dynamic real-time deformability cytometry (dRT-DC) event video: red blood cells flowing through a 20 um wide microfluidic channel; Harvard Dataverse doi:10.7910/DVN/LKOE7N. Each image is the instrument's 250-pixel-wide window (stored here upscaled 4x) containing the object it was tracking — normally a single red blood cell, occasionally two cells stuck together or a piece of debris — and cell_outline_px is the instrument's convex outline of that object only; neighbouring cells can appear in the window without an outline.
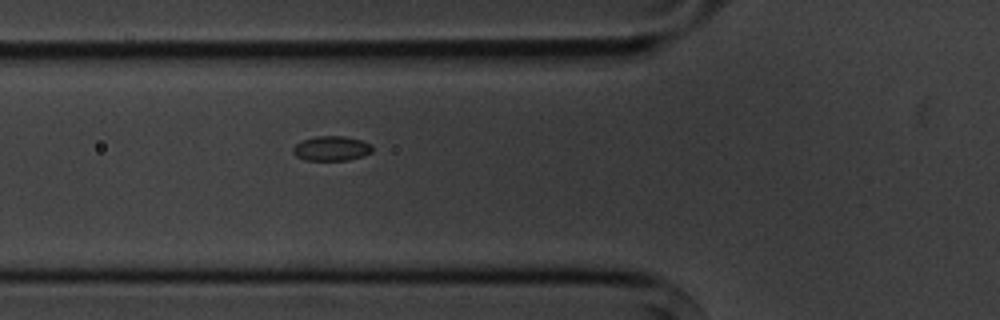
{"species": "common noctule bat (a hibernating species)", "species_latin": "Nyctalus noctula", "temperature_condition": "cold", "stored_images_in_passage": 6, "camera_frame_rate_fps": 3000, "um_per_image_px": 0.085, "animal": {"sex": "male", "body_mass_g": 20.1, "forearm_length_mm": 53.5}, "frame": {"image": 1, "passage_image": 6, "time_ms": 5.667, "image_size_px": [1000, 320], "cell_outline_px": [[372, 152], [364, 156], [348, 160], [304, 160], [296, 156], [292, 152], [292, 148], [296, 144], [304, 140], [316, 136], [344, 136], [360, 140], [372, 144]], "centroid_in_image_um": [28.18, 12.62], "position_along_channel_um": 97.6, "area_um2": 11.44}}